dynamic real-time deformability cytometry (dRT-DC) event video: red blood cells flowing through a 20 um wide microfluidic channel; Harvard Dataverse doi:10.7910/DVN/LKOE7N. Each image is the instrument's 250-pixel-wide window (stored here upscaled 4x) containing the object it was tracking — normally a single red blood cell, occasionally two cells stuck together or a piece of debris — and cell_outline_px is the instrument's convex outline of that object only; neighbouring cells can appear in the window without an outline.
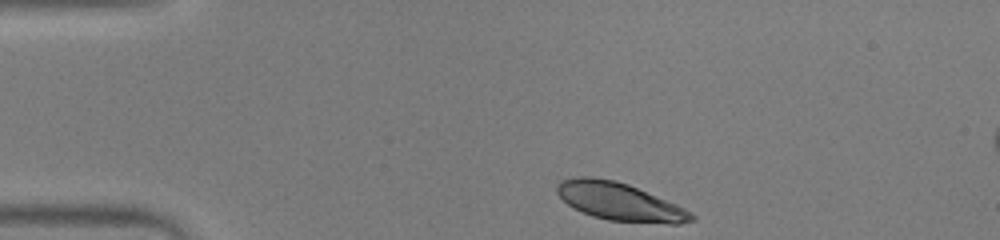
{"species": "human", "species_latin": "Homo sapiens", "temperature_condition": "warm", "stored_images_in_passage": 43, "camera_frame_rate_fps": 3000, "um_per_image_px": 0.085, "donor": {"sex": "male"}, "frame": {"image": 1, "passage_image": 1, "time_ms": 0.0, "image_size_px": [1000, 240], "cell_outline_px": [[696, 220], [680, 224], [668, 224], [608, 220], [592, 216], [572, 208], [556, 192], [556, 184], [560, 180], [580, 176], [588, 176], [616, 180], [628, 184], [676, 204], [692, 212], [696, 216]], "centroid_in_image_um": [52.68, 17.14], "position_along_channel_um": 32.3, "area_um2": 29.82}}
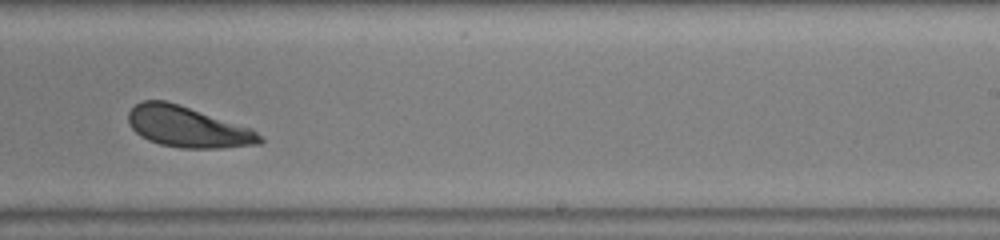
{"frame": {"image": 2, "passage_image": 24, "time_ms": 7.667, "image_size_px": [1000, 240], "cell_outline_px": [[264, 140], [260, 144], [220, 148], [180, 148], [160, 144], [148, 140], [140, 136], [132, 128], [128, 120], [128, 112], [136, 104], [144, 100], [164, 100], [252, 128]], "centroid_in_image_um": [15.94, 10.8], "position_along_channel_um": 273.1, "area_um2": 30.98}}
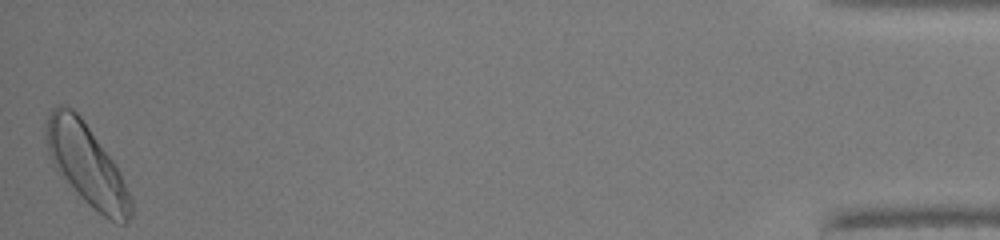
{"frame": {"image": 3, "passage_image": 43, "time_ms": 14.0, "image_size_px": [1000, 240], "cell_outline_px": [[132, 216], [124, 224], [116, 224], [108, 220], [88, 204], [80, 196], [64, 176], [52, 160], [48, 152], [44, 132], [44, 128], [48, 116], [52, 108], [60, 104], [64, 104], [72, 108], [84, 120], [116, 164], [120, 172], [132, 200]], "centroid_in_image_um": [7.39, 13.98], "position_along_channel_um": 427.8, "area_um2": 39.65}, "authors_computed_cell_mechanics": {"area_um2": 31.9056, "velocity_mm_per_s": 3.8853, "shape_relaxation_time_tau1_ms": 2.0765, "shape_relaxation_time_tau2_ms": null, "deformation_change_tau1": 0.1289, "deformation_change_tau2": null}}